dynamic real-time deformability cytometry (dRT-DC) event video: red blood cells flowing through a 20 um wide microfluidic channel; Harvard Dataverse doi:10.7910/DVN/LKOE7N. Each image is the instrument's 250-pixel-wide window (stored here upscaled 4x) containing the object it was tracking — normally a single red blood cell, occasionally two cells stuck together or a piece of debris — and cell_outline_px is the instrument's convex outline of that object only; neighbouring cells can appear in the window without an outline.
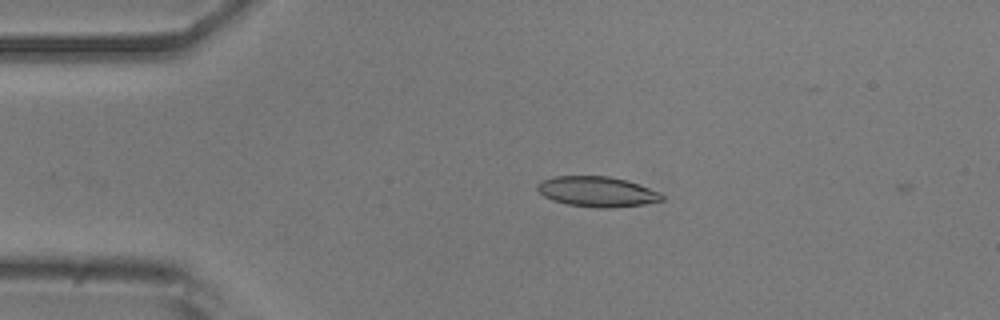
{"species": "common noctule bat (a hibernating species)", "species_latin": "Nyctalus noctula", "temperature_condition": "room temperature", "stored_images_in_passage": 4, "camera_frame_rate_fps": 3000, "um_per_image_px": 0.085, "animal": {"sex": "male", "body_mass_g": 20.5, "forearm_length_mm": 52.5}, "frame": {"image": 1, "passage_image": 2, "time_ms": 0.333, "image_size_px": [1000, 320], "cell_outline_px": [[664, 200], [644, 204], [612, 208], [596, 208], [568, 204], [552, 200], [544, 196], [536, 188], [536, 184], [552, 176], [608, 176], [628, 180], [640, 184], [660, 192], [664, 196]], "centroid_in_image_um": [50.78, 16.29], "position_along_channel_um": 34.2, "area_um2": 22.14}}